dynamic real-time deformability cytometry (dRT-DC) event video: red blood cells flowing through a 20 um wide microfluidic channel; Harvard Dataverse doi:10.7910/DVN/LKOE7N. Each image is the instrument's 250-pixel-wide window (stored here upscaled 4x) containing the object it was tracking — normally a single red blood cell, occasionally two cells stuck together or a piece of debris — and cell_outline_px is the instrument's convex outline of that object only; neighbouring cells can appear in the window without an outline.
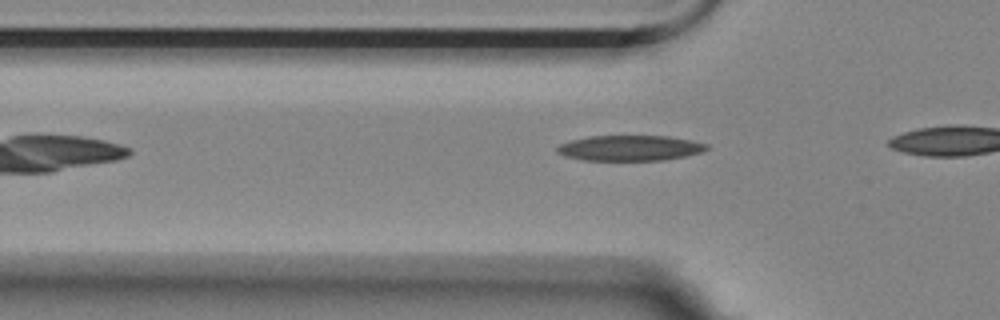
{"species": "Egyptian fruit bat (a non-hibernating species)", "species_latin": "Rousettus aegyptiacus", "temperature_condition": "room temperature", "stored_images_in_passage": 3, "camera_frame_rate_fps": 3000, "um_per_image_px": 0.085, "animal": {"sex": "female"}, "frame": {"image": 1, "passage_image": 3, "time_ms": 0.667, "image_size_px": [1000, 320], "cell_outline_px": [[708, 148], [700, 152], [684, 156], [664, 160], [584, 160], [564, 156], [556, 152], [556, 148], [560, 144], [572, 140], [588, 136], [668, 136], [692, 140], [708, 144]], "centroid_in_image_um": [53.52, 12.58], "position_along_channel_um": 72.3, "area_um2": 22.08}}